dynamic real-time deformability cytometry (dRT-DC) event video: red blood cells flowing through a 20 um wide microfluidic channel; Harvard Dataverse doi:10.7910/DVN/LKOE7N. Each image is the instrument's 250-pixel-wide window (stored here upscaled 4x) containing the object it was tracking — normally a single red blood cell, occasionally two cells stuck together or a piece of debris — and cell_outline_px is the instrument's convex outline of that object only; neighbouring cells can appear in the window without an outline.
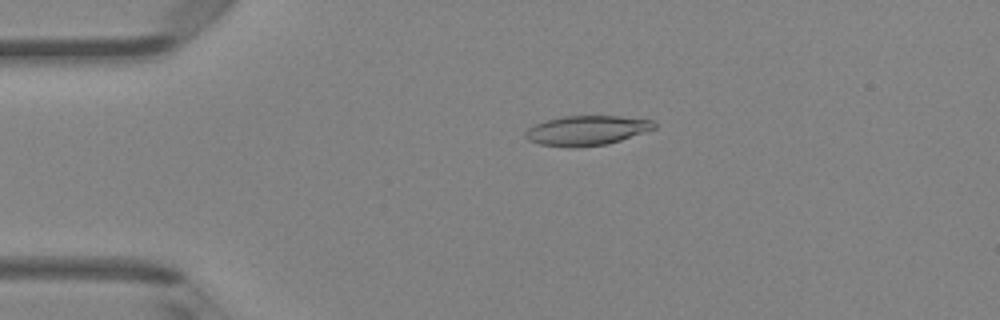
{"species": "Egyptian fruit bat (a non-hibernating species)", "species_latin": "Rousettus aegyptiacus", "temperature_condition": "room temperature", "stored_images_in_passage": 47, "camera_frame_rate_fps": 3000, "um_per_image_px": 0.085, "animal": {"sex": "female"}, "frame": {"image": 1, "passage_image": 10, "time_ms": 3.0, "image_size_px": [1000, 320], "cell_outline_px": [[656, 128], [608, 144], [576, 148], [572, 148], [540, 144], [528, 140], [524, 136], [524, 132], [528, 128], [544, 120], [560, 116], [620, 116], [652, 120], [656, 124]], "centroid_in_image_um": [49.84, 11.09], "position_along_channel_um": 35.2, "area_um2": 22.43}}
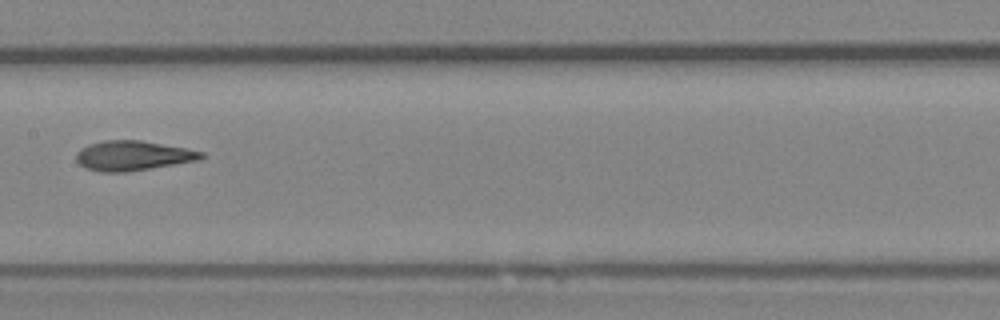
{"frame": {"image": 2, "passage_image": 24, "time_ms": 7.667, "image_size_px": [1000, 320], "cell_outline_px": [[204, 156], [200, 160], [124, 172], [100, 172], [84, 168], [76, 160], [76, 152], [80, 148], [88, 144], [104, 140], [140, 140], [184, 148], [204, 152]], "centroid_in_image_um": [11.24, 13.23], "position_along_channel_um": 196.2, "area_um2": 21.62}}
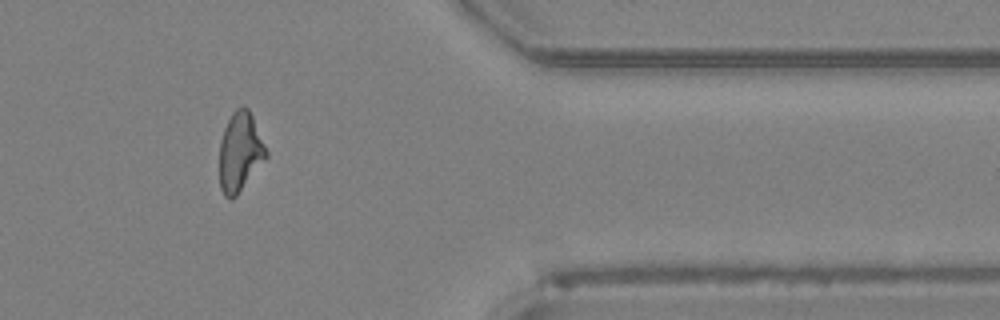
{"frame": {"image": 3, "passage_image": 39, "time_ms": 12.667, "image_size_px": [1000, 320], "cell_outline_px": [[268, 156], [236, 196], [232, 200], [224, 196], [220, 188], [220, 140], [224, 128], [232, 112], [236, 108], [244, 104], [248, 108], [252, 116], [268, 152]], "centroid_in_image_um": [20.4, 12.91], "position_along_channel_um": 391.0, "area_um2": 21.5}, "authors_computed_cell_mechanics": {"area_um2": 21.8484, "velocity_mm_per_s": 4.3014, "shape_relaxation_time_tau1_ms": 2.9886, "shape_relaxation_time_tau2_ms": 1.6003, "deformation_change_tau1": 0.1591, "deformation_change_tau2": 0.107}}